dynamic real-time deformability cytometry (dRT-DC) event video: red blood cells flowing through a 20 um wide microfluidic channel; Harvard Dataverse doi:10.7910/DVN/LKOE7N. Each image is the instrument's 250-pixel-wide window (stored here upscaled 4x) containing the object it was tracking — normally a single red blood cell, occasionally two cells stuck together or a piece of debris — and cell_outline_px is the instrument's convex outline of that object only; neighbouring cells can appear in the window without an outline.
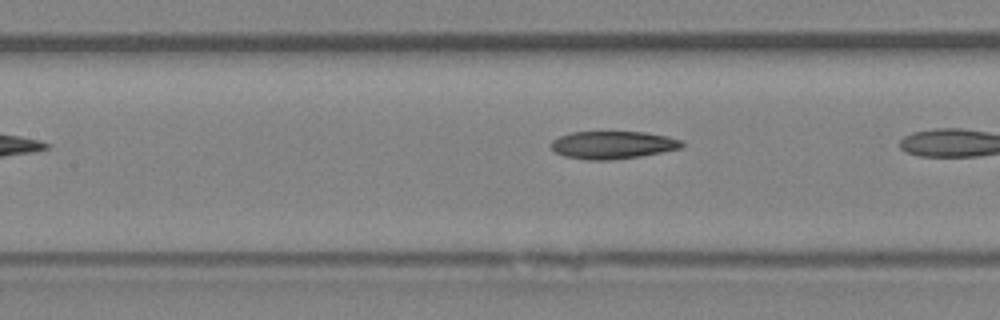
{"species": "Egyptian fruit bat (a non-hibernating species)", "species_latin": "Rousettus aegyptiacus", "temperature_condition": "room temperature", "stored_images_in_passage": 8, "camera_frame_rate_fps": 3000, "um_per_image_px": 0.085, "animal": {"sex": "female"}, "frame": {"image": 1, "passage_image": 6, "time_ms": 6.0, "image_size_px": [1000, 320], "cell_outline_px": [[684, 144], [680, 148], [640, 156], [612, 160], [584, 160], [564, 156], [556, 152], [548, 144], [552, 140], [560, 136], [572, 132], [644, 132], [668, 136], [684, 140]], "centroid_in_image_um": [52.07, 12.32], "position_along_channel_um": 155.3, "area_um2": 21.21}}